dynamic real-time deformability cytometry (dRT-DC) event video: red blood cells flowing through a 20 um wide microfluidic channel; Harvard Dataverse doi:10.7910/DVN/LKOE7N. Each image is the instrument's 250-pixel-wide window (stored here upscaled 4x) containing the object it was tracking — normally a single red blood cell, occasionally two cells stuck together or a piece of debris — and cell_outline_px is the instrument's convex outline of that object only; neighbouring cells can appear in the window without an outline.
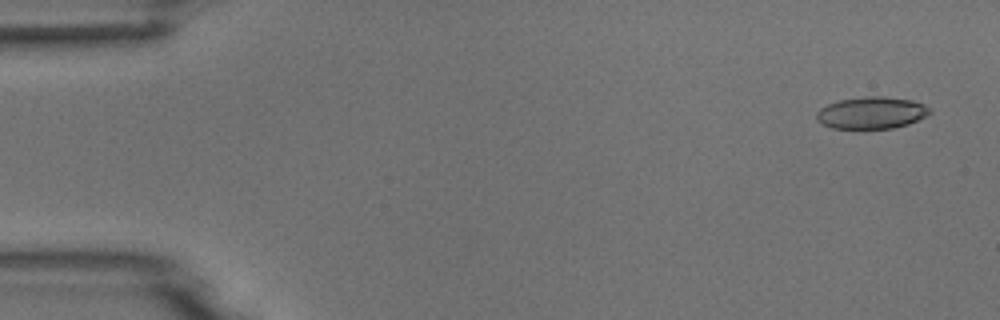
{"species": "common noctule bat (a hibernating species)", "species_latin": "Nyctalus noctula", "temperature_condition": "room temperature", "stored_images_in_passage": 10, "camera_frame_rate_fps": 3000, "um_per_image_px": 0.085, "animal": {"sex": "male", "body_mass_g": 18.8}, "frame": {"image": 1, "passage_image": 1, "time_ms": 0.0, "image_size_px": [1000, 320], "cell_outline_px": [[932, 112], [908, 124], [892, 128], [832, 128], [816, 120], [816, 112], [820, 108], [828, 104], [840, 100], [868, 96], [880, 96], [912, 100], [924, 104], [932, 108]], "centroid_in_image_um": [74.08, 9.58], "position_along_channel_um": 10.9, "area_um2": 20.92}}
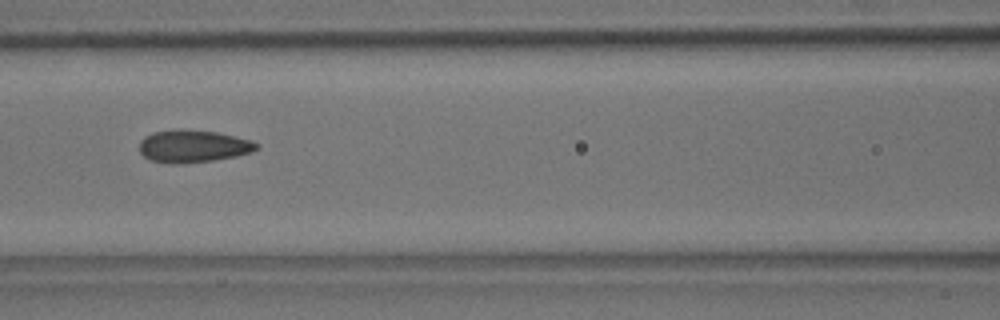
{"frame": {"image": 2, "passage_image": 7, "time_ms": 7.0, "image_size_px": [1000, 320], "cell_outline_px": [[260, 148], [252, 152], [236, 156], [212, 160], [180, 164], [168, 164], [148, 160], [140, 152], [140, 140], [144, 136], [152, 132], [180, 128], [216, 132], [236, 136], [252, 140], [260, 144]], "centroid_in_image_um": [16.41, 12.42], "position_along_channel_um": 150.2, "area_um2": 22.6}}
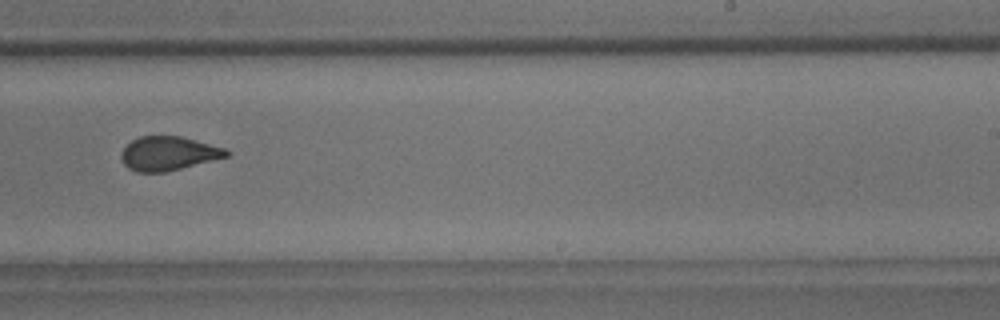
{"frame": {"image": 3, "passage_image": 10, "time_ms": 10.333, "image_size_px": [1000, 320], "cell_outline_px": [[232, 152], [228, 156], [164, 172], [136, 172], [128, 168], [124, 164], [120, 156], [120, 152], [132, 140], [140, 136], [180, 136], [224, 148]], "centroid_in_image_um": [14.28, 13.04], "position_along_channel_um": 274.7, "area_um2": 20.58}}